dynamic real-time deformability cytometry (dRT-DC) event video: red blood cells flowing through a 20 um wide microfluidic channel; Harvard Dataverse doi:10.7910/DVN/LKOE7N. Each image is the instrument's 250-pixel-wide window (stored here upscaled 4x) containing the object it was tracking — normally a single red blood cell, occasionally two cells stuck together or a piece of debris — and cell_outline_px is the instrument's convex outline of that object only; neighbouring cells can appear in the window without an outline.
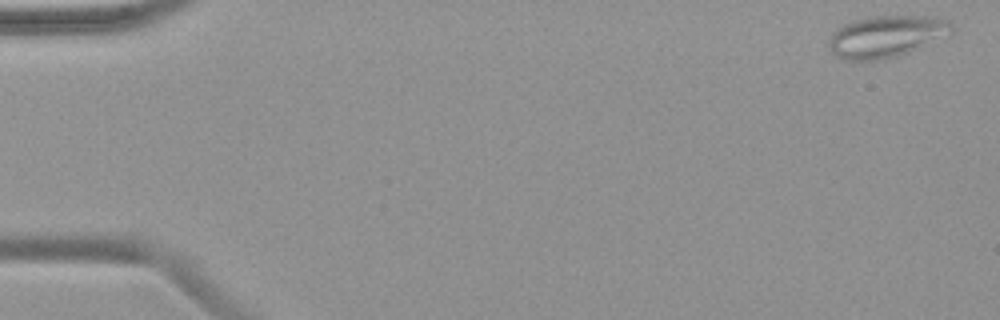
{"species": "common noctule bat (a hibernating species)", "species_latin": "Nyctalus noctula", "temperature_condition": "warm", "stored_images_in_passage": 54, "camera_frame_rate_fps": 3000, "um_per_image_px": 0.085, "animal": {"sex": "female", "body_mass_g": 19.9}, "frame": {"image": 1, "passage_image": 2, "time_ms": 0.333, "image_size_px": [1000, 320], "cell_outline_px": [[956, 28], [952, 32], [908, 52], [896, 56], [880, 60], [844, 60], [836, 56], [832, 52], [828, 44], [828, 40], [832, 32], [836, 28], [852, 20], [868, 16], [928, 16], [948, 20]], "centroid_in_image_um": [75.28, 3.08], "position_along_channel_um": 9.7, "area_um2": 29.82}}
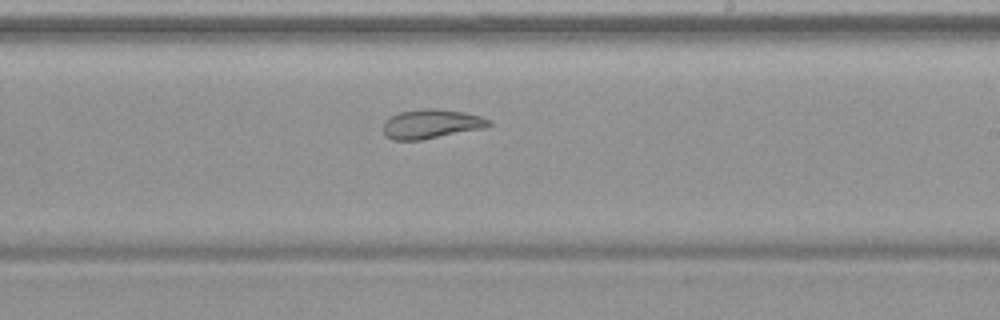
{"frame": {"image": 2, "passage_image": 33, "time_ms": 10.667, "image_size_px": [1000, 320], "cell_outline_px": [[492, 124], [484, 128], [420, 140], [392, 140], [384, 132], [384, 120], [400, 112], [420, 108], [436, 108], [464, 112], [480, 116], [492, 120]], "centroid_in_image_um": [36.68, 10.52], "position_along_channel_um": 252.3, "area_um2": 17.98}}
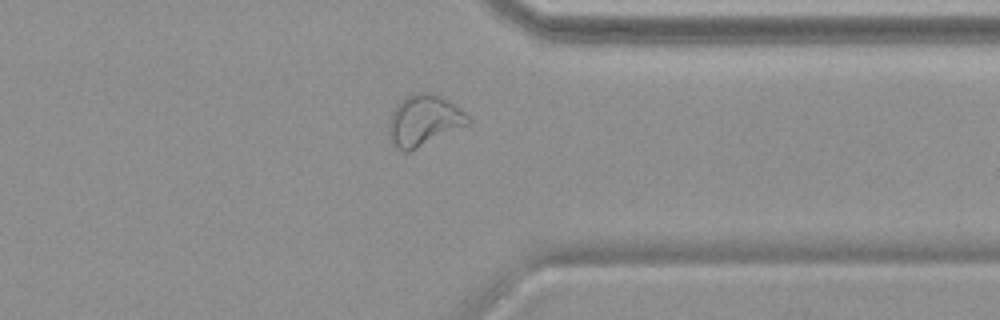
{"frame": {"image": 3, "passage_image": 43, "time_ms": 14.0, "image_size_px": [1000, 320], "cell_outline_px": [[472, 120], [468, 124], [408, 152], [404, 152], [396, 148], [392, 144], [388, 136], [388, 124], [392, 112], [396, 104], [400, 100], [416, 92], [432, 92], [448, 100], [464, 112]], "centroid_in_image_um": [35.99, 10.23], "position_along_channel_um": 375.4, "area_um2": 23.41}, "authors_computed_cell_mechanics": {"area_um2": 25.143, "velocity_mm_per_s": 3.7509, "shape_relaxation_time_tau1_ms": null, "shape_relaxation_time_tau2_ms": 2.5686, "deformation_change_tau1": null, "deformation_change_tau2": 0.1022}}